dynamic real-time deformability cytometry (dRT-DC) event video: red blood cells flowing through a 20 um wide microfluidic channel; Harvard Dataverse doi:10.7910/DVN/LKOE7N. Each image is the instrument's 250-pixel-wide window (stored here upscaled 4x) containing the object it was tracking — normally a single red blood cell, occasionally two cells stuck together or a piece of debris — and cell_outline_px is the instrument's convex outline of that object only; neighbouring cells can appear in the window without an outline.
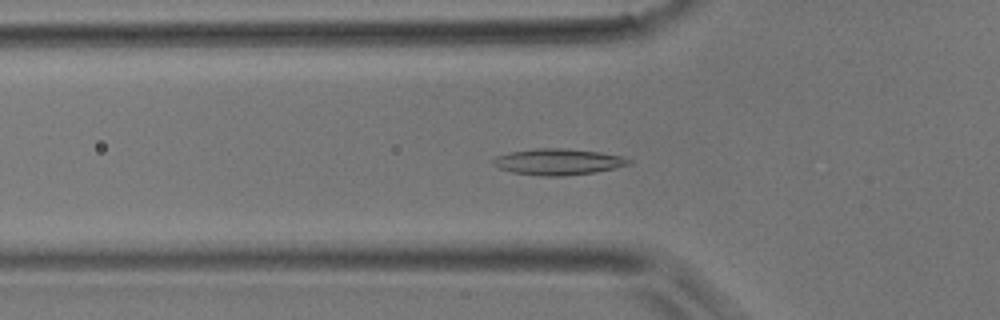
{"species": "common noctule bat (a hibernating species)", "species_latin": "Nyctalus noctula", "temperature_condition": "room temperature", "stored_images_in_passage": 44, "camera_frame_rate_fps": 3000, "um_per_image_px": 0.085, "animal": {"sex": "male", "body_mass_g": 17.9}, "frame": {"image": 1, "passage_image": 14, "time_ms": 4.333, "image_size_px": [1000, 320], "cell_outline_px": [[632, 164], [616, 168], [596, 172], [564, 176], [540, 176], [512, 172], [500, 168], [492, 164], [492, 160], [496, 156], [512, 152], [536, 148], [564, 148], [600, 152], [620, 156], [632, 160]], "centroid_in_image_um": [47.46, 13.76], "position_along_channel_um": 78.3, "area_um2": 20.75}}
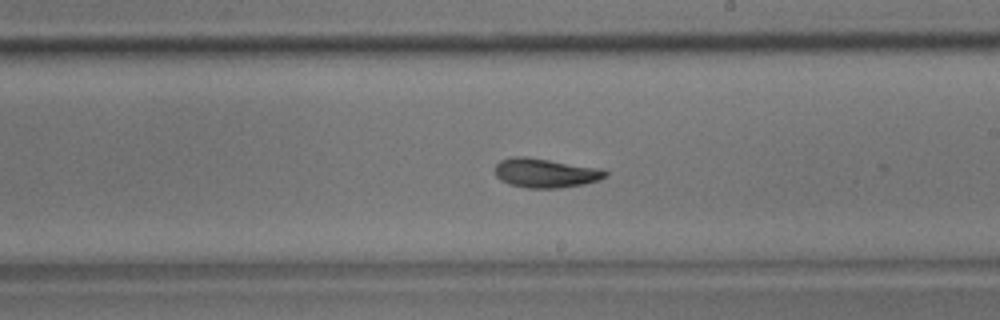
{"frame": {"image": 2, "passage_image": 25, "time_ms": 8.0, "image_size_px": [1000, 320], "cell_outline_px": [[608, 176], [600, 180], [584, 184], [560, 188], [528, 188], [508, 184], [500, 180], [496, 176], [496, 164], [500, 160], [512, 156], [528, 156], [604, 168], [608, 172]], "centroid_in_image_um": [46.41, 14.69], "position_along_channel_um": 242.6, "area_um2": 19.31}}
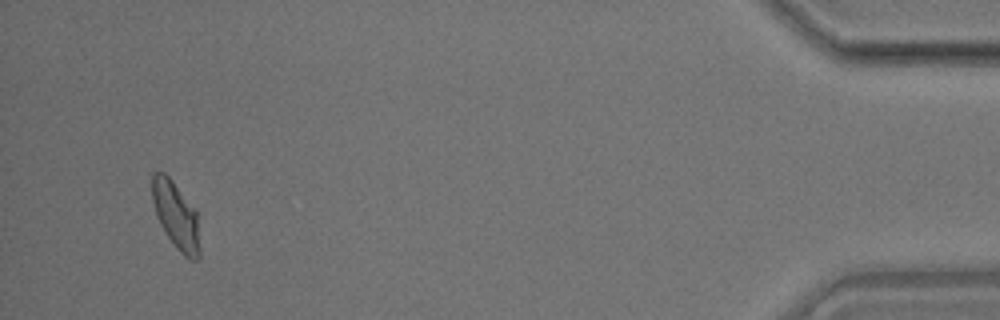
{"frame": {"image": 3, "passage_image": 42, "time_ms": 13.667, "image_size_px": [1000, 320], "cell_outline_px": [[200, 256], [196, 260], [192, 260], [184, 256], [176, 248], [160, 224], [156, 216], [152, 200], [152, 172], [164, 172], [172, 180], [200, 212]], "centroid_in_image_um": [15.02, 18.32], "position_along_channel_um": 420.2, "area_um2": 19.36}}